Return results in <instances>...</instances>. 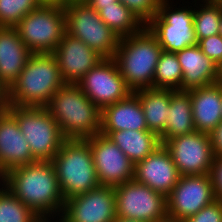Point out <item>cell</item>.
<instances>
[{"label":"cell","instance_id":"obj_1","mask_svg":"<svg viewBox=\"0 0 222 222\" xmlns=\"http://www.w3.org/2000/svg\"><path fill=\"white\" fill-rule=\"evenodd\" d=\"M2 183L42 219L60 217L65 200L51 161H35L11 169Z\"/></svg>","mask_w":222,"mask_h":222},{"label":"cell","instance_id":"obj_46","mask_svg":"<svg viewBox=\"0 0 222 222\" xmlns=\"http://www.w3.org/2000/svg\"><path fill=\"white\" fill-rule=\"evenodd\" d=\"M3 173L0 171V183H2V181H3Z\"/></svg>","mask_w":222,"mask_h":222},{"label":"cell","instance_id":"obj_23","mask_svg":"<svg viewBox=\"0 0 222 222\" xmlns=\"http://www.w3.org/2000/svg\"><path fill=\"white\" fill-rule=\"evenodd\" d=\"M110 138L134 163L144 160L161 145L159 136L150 130L100 131Z\"/></svg>","mask_w":222,"mask_h":222},{"label":"cell","instance_id":"obj_41","mask_svg":"<svg viewBox=\"0 0 222 222\" xmlns=\"http://www.w3.org/2000/svg\"><path fill=\"white\" fill-rule=\"evenodd\" d=\"M43 3H57L63 5V0H41Z\"/></svg>","mask_w":222,"mask_h":222},{"label":"cell","instance_id":"obj_45","mask_svg":"<svg viewBox=\"0 0 222 222\" xmlns=\"http://www.w3.org/2000/svg\"><path fill=\"white\" fill-rule=\"evenodd\" d=\"M219 34L222 36V16L220 21Z\"/></svg>","mask_w":222,"mask_h":222},{"label":"cell","instance_id":"obj_2","mask_svg":"<svg viewBox=\"0 0 222 222\" xmlns=\"http://www.w3.org/2000/svg\"><path fill=\"white\" fill-rule=\"evenodd\" d=\"M65 84L53 53H32L16 81L5 92V103L45 107Z\"/></svg>","mask_w":222,"mask_h":222},{"label":"cell","instance_id":"obj_7","mask_svg":"<svg viewBox=\"0 0 222 222\" xmlns=\"http://www.w3.org/2000/svg\"><path fill=\"white\" fill-rule=\"evenodd\" d=\"M172 1L174 0H161L157 13L145 26L156 37L163 51L177 53L197 45L194 31V0L190 6L183 4V7L178 8Z\"/></svg>","mask_w":222,"mask_h":222},{"label":"cell","instance_id":"obj_17","mask_svg":"<svg viewBox=\"0 0 222 222\" xmlns=\"http://www.w3.org/2000/svg\"><path fill=\"white\" fill-rule=\"evenodd\" d=\"M53 54L58 61L63 81L71 84H77L91 68L104 59L82 40L67 32L64 33Z\"/></svg>","mask_w":222,"mask_h":222},{"label":"cell","instance_id":"obj_16","mask_svg":"<svg viewBox=\"0 0 222 222\" xmlns=\"http://www.w3.org/2000/svg\"><path fill=\"white\" fill-rule=\"evenodd\" d=\"M181 175L170 152L161 144L144 160L135 164L134 180L167 197Z\"/></svg>","mask_w":222,"mask_h":222},{"label":"cell","instance_id":"obj_24","mask_svg":"<svg viewBox=\"0 0 222 222\" xmlns=\"http://www.w3.org/2000/svg\"><path fill=\"white\" fill-rule=\"evenodd\" d=\"M196 131L191 97L189 90H172L169 106V113L165 126V133L160 137L161 144L167 140Z\"/></svg>","mask_w":222,"mask_h":222},{"label":"cell","instance_id":"obj_37","mask_svg":"<svg viewBox=\"0 0 222 222\" xmlns=\"http://www.w3.org/2000/svg\"><path fill=\"white\" fill-rule=\"evenodd\" d=\"M216 77H217V83H221L222 84V59L216 65Z\"/></svg>","mask_w":222,"mask_h":222},{"label":"cell","instance_id":"obj_14","mask_svg":"<svg viewBox=\"0 0 222 222\" xmlns=\"http://www.w3.org/2000/svg\"><path fill=\"white\" fill-rule=\"evenodd\" d=\"M86 140L101 186L115 187L134 180L135 164L110 138L100 133Z\"/></svg>","mask_w":222,"mask_h":222},{"label":"cell","instance_id":"obj_38","mask_svg":"<svg viewBox=\"0 0 222 222\" xmlns=\"http://www.w3.org/2000/svg\"><path fill=\"white\" fill-rule=\"evenodd\" d=\"M113 222H143V221L133 220V219H128V218H123V217L116 216V218L113 220Z\"/></svg>","mask_w":222,"mask_h":222},{"label":"cell","instance_id":"obj_28","mask_svg":"<svg viewBox=\"0 0 222 222\" xmlns=\"http://www.w3.org/2000/svg\"><path fill=\"white\" fill-rule=\"evenodd\" d=\"M182 80V68L176 53L162 51L153 78V88L182 90Z\"/></svg>","mask_w":222,"mask_h":222},{"label":"cell","instance_id":"obj_21","mask_svg":"<svg viewBox=\"0 0 222 222\" xmlns=\"http://www.w3.org/2000/svg\"><path fill=\"white\" fill-rule=\"evenodd\" d=\"M122 130H148L142 106L134 92L101 111L100 131Z\"/></svg>","mask_w":222,"mask_h":222},{"label":"cell","instance_id":"obj_26","mask_svg":"<svg viewBox=\"0 0 222 222\" xmlns=\"http://www.w3.org/2000/svg\"><path fill=\"white\" fill-rule=\"evenodd\" d=\"M98 14L119 38L136 34L145 27V24L120 1L103 6Z\"/></svg>","mask_w":222,"mask_h":222},{"label":"cell","instance_id":"obj_12","mask_svg":"<svg viewBox=\"0 0 222 222\" xmlns=\"http://www.w3.org/2000/svg\"><path fill=\"white\" fill-rule=\"evenodd\" d=\"M77 85L101 111L106 106L125 99L132 92L113 58L102 59Z\"/></svg>","mask_w":222,"mask_h":222},{"label":"cell","instance_id":"obj_9","mask_svg":"<svg viewBox=\"0 0 222 222\" xmlns=\"http://www.w3.org/2000/svg\"><path fill=\"white\" fill-rule=\"evenodd\" d=\"M66 32L82 40L103 58H114L119 37L85 1L63 4Z\"/></svg>","mask_w":222,"mask_h":222},{"label":"cell","instance_id":"obj_20","mask_svg":"<svg viewBox=\"0 0 222 222\" xmlns=\"http://www.w3.org/2000/svg\"><path fill=\"white\" fill-rule=\"evenodd\" d=\"M189 93L196 131L210 134L222 122V84L190 89Z\"/></svg>","mask_w":222,"mask_h":222},{"label":"cell","instance_id":"obj_13","mask_svg":"<svg viewBox=\"0 0 222 222\" xmlns=\"http://www.w3.org/2000/svg\"><path fill=\"white\" fill-rule=\"evenodd\" d=\"M215 200L209 174L181 176L166 197L167 216L184 221Z\"/></svg>","mask_w":222,"mask_h":222},{"label":"cell","instance_id":"obj_40","mask_svg":"<svg viewBox=\"0 0 222 222\" xmlns=\"http://www.w3.org/2000/svg\"><path fill=\"white\" fill-rule=\"evenodd\" d=\"M5 103V93L0 89V107Z\"/></svg>","mask_w":222,"mask_h":222},{"label":"cell","instance_id":"obj_34","mask_svg":"<svg viewBox=\"0 0 222 222\" xmlns=\"http://www.w3.org/2000/svg\"><path fill=\"white\" fill-rule=\"evenodd\" d=\"M215 197L222 202V156H215L210 174Z\"/></svg>","mask_w":222,"mask_h":222},{"label":"cell","instance_id":"obj_3","mask_svg":"<svg viewBox=\"0 0 222 222\" xmlns=\"http://www.w3.org/2000/svg\"><path fill=\"white\" fill-rule=\"evenodd\" d=\"M45 108L66 139H87L100 134L101 110L77 84L65 83Z\"/></svg>","mask_w":222,"mask_h":222},{"label":"cell","instance_id":"obj_36","mask_svg":"<svg viewBox=\"0 0 222 222\" xmlns=\"http://www.w3.org/2000/svg\"><path fill=\"white\" fill-rule=\"evenodd\" d=\"M119 0H85V2L95 9L97 12L103 7L112 5L114 2H118Z\"/></svg>","mask_w":222,"mask_h":222},{"label":"cell","instance_id":"obj_15","mask_svg":"<svg viewBox=\"0 0 222 222\" xmlns=\"http://www.w3.org/2000/svg\"><path fill=\"white\" fill-rule=\"evenodd\" d=\"M116 218L115 190L99 186L65 200L60 222H113Z\"/></svg>","mask_w":222,"mask_h":222},{"label":"cell","instance_id":"obj_29","mask_svg":"<svg viewBox=\"0 0 222 222\" xmlns=\"http://www.w3.org/2000/svg\"><path fill=\"white\" fill-rule=\"evenodd\" d=\"M41 219L0 183V222H40Z\"/></svg>","mask_w":222,"mask_h":222},{"label":"cell","instance_id":"obj_4","mask_svg":"<svg viewBox=\"0 0 222 222\" xmlns=\"http://www.w3.org/2000/svg\"><path fill=\"white\" fill-rule=\"evenodd\" d=\"M163 49L145 26L140 32L119 39L114 60L132 91L153 88V78Z\"/></svg>","mask_w":222,"mask_h":222},{"label":"cell","instance_id":"obj_35","mask_svg":"<svg viewBox=\"0 0 222 222\" xmlns=\"http://www.w3.org/2000/svg\"><path fill=\"white\" fill-rule=\"evenodd\" d=\"M210 138L215 156H222V122L210 133Z\"/></svg>","mask_w":222,"mask_h":222},{"label":"cell","instance_id":"obj_18","mask_svg":"<svg viewBox=\"0 0 222 222\" xmlns=\"http://www.w3.org/2000/svg\"><path fill=\"white\" fill-rule=\"evenodd\" d=\"M35 161L16 119L3 106L0 107V171L4 175L11 169Z\"/></svg>","mask_w":222,"mask_h":222},{"label":"cell","instance_id":"obj_32","mask_svg":"<svg viewBox=\"0 0 222 222\" xmlns=\"http://www.w3.org/2000/svg\"><path fill=\"white\" fill-rule=\"evenodd\" d=\"M182 222H222V202L216 199Z\"/></svg>","mask_w":222,"mask_h":222},{"label":"cell","instance_id":"obj_19","mask_svg":"<svg viewBox=\"0 0 222 222\" xmlns=\"http://www.w3.org/2000/svg\"><path fill=\"white\" fill-rule=\"evenodd\" d=\"M31 54L14 27H0V89L4 93L16 81Z\"/></svg>","mask_w":222,"mask_h":222},{"label":"cell","instance_id":"obj_44","mask_svg":"<svg viewBox=\"0 0 222 222\" xmlns=\"http://www.w3.org/2000/svg\"><path fill=\"white\" fill-rule=\"evenodd\" d=\"M206 1L217 3V4H222V0H206Z\"/></svg>","mask_w":222,"mask_h":222},{"label":"cell","instance_id":"obj_8","mask_svg":"<svg viewBox=\"0 0 222 222\" xmlns=\"http://www.w3.org/2000/svg\"><path fill=\"white\" fill-rule=\"evenodd\" d=\"M14 28L32 53H53L66 32L63 5L42 3Z\"/></svg>","mask_w":222,"mask_h":222},{"label":"cell","instance_id":"obj_25","mask_svg":"<svg viewBox=\"0 0 222 222\" xmlns=\"http://www.w3.org/2000/svg\"><path fill=\"white\" fill-rule=\"evenodd\" d=\"M142 106L148 130L159 138L165 133L169 113L171 89H140L134 91Z\"/></svg>","mask_w":222,"mask_h":222},{"label":"cell","instance_id":"obj_27","mask_svg":"<svg viewBox=\"0 0 222 222\" xmlns=\"http://www.w3.org/2000/svg\"><path fill=\"white\" fill-rule=\"evenodd\" d=\"M194 3L196 7H194V31L197 42L200 39L218 35L222 16V4L206 0H194Z\"/></svg>","mask_w":222,"mask_h":222},{"label":"cell","instance_id":"obj_39","mask_svg":"<svg viewBox=\"0 0 222 222\" xmlns=\"http://www.w3.org/2000/svg\"><path fill=\"white\" fill-rule=\"evenodd\" d=\"M154 222H182V221H179L175 218H172V217H169V216H166L165 218L161 219V220H156Z\"/></svg>","mask_w":222,"mask_h":222},{"label":"cell","instance_id":"obj_31","mask_svg":"<svg viewBox=\"0 0 222 222\" xmlns=\"http://www.w3.org/2000/svg\"><path fill=\"white\" fill-rule=\"evenodd\" d=\"M145 25L157 13L161 0H119Z\"/></svg>","mask_w":222,"mask_h":222},{"label":"cell","instance_id":"obj_22","mask_svg":"<svg viewBox=\"0 0 222 222\" xmlns=\"http://www.w3.org/2000/svg\"><path fill=\"white\" fill-rule=\"evenodd\" d=\"M182 68V90L204 87L217 82L216 64L198 45L184 48L176 53Z\"/></svg>","mask_w":222,"mask_h":222},{"label":"cell","instance_id":"obj_6","mask_svg":"<svg viewBox=\"0 0 222 222\" xmlns=\"http://www.w3.org/2000/svg\"><path fill=\"white\" fill-rule=\"evenodd\" d=\"M16 119L36 161H52L66 140L58 123L45 107L3 104Z\"/></svg>","mask_w":222,"mask_h":222},{"label":"cell","instance_id":"obj_5","mask_svg":"<svg viewBox=\"0 0 222 222\" xmlns=\"http://www.w3.org/2000/svg\"><path fill=\"white\" fill-rule=\"evenodd\" d=\"M51 162L64 200L100 186L90 144L86 139H66Z\"/></svg>","mask_w":222,"mask_h":222},{"label":"cell","instance_id":"obj_43","mask_svg":"<svg viewBox=\"0 0 222 222\" xmlns=\"http://www.w3.org/2000/svg\"><path fill=\"white\" fill-rule=\"evenodd\" d=\"M53 220H55V219H41L40 222H60L59 220L57 221V219L55 221H53Z\"/></svg>","mask_w":222,"mask_h":222},{"label":"cell","instance_id":"obj_11","mask_svg":"<svg viewBox=\"0 0 222 222\" xmlns=\"http://www.w3.org/2000/svg\"><path fill=\"white\" fill-rule=\"evenodd\" d=\"M163 145L181 176L210 174L215 157L210 134L194 131L173 137Z\"/></svg>","mask_w":222,"mask_h":222},{"label":"cell","instance_id":"obj_33","mask_svg":"<svg viewBox=\"0 0 222 222\" xmlns=\"http://www.w3.org/2000/svg\"><path fill=\"white\" fill-rule=\"evenodd\" d=\"M202 52L211 59L216 65L222 59V36L212 35L197 42Z\"/></svg>","mask_w":222,"mask_h":222},{"label":"cell","instance_id":"obj_30","mask_svg":"<svg viewBox=\"0 0 222 222\" xmlns=\"http://www.w3.org/2000/svg\"><path fill=\"white\" fill-rule=\"evenodd\" d=\"M42 3L41 0H0V27H15Z\"/></svg>","mask_w":222,"mask_h":222},{"label":"cell","instance_id":"obj_10","mask_svg":"<svg viewBox=\"0 0 222 222\" xmlns=\"http://www.w3.org/2000/svg\"><path fill=\"white\" fill-rule=\"evenodd\" d=\"M114 190L118 217L154 222L167 216L166 197L147 185L131 180Z\"/></svg>","mask_w":222,"mask_h":222},{"label":"cell","instance_id":"obj_42","mask_svg":"<svg viewBox=\"0 0 222 222\" xmlns=\"http://www.w3.org/2000/svg\"><path fill=\"white\" fill-rule=\"evenodd\" d=\"M85 0H63V4L69 3V2H82Z\"/></svg>","mask_w":222,"mask_h":222}]
</instances>
